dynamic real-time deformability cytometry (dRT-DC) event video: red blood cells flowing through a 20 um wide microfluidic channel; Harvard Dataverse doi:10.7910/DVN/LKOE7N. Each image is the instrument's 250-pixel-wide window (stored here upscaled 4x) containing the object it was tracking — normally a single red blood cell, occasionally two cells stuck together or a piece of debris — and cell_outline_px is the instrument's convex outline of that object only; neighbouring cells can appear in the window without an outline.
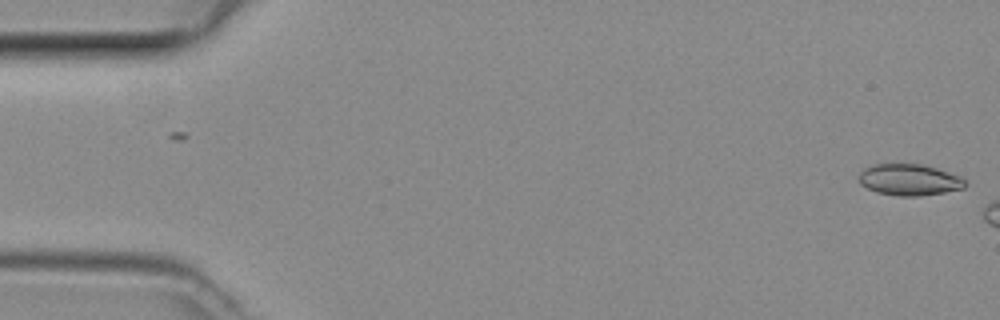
{"species": "common noctule bat (a hibernating species)", "species_latin": "Nyctalus noctula", "temperature_condition": "room temperature", "stored_images_in_passage": 5, "camera_frame_rate_fps": 3000, "um_per_image_px": 0.085, "animal": {"sex": "female", "body_mass_g": 29.2, "forearm_length_mm": 56.3}, "frame": {"image": 1, "passage_image": 5, "time_ms": 1.333, "image_size_px": [1000, 320], "cell_outline_px": [[968, 184], [964, 188], [944, 192], [920, 196], [900, 196], [876, 192], [860, 184], [856, 176], [864, 168], [876, 164], [920, 164], [936, 168], [960, 176]], "centroid_in_image_um": [77.27, 15.28], "position_along_channel_um": 7.7, "area_um2": 19.48}}